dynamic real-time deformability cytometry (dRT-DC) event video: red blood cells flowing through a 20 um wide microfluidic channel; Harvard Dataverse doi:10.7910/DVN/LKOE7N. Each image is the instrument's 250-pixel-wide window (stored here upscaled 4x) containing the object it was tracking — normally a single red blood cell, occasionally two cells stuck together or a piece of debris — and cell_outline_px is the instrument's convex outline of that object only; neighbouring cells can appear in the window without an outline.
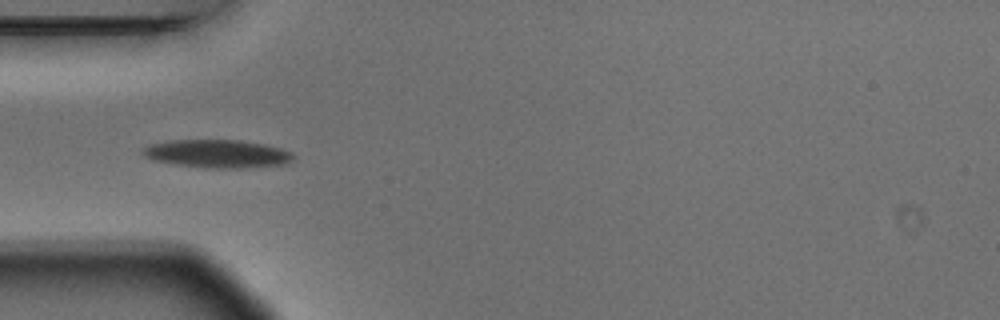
{"species": "Egyptian fruit bat (a non-hibernating species)", "species_latin": "Rousettus aegyptiacus", "temperature_condition": "warm", "stored_images_in_passage": 8, "camera_frame_rate_fps": 3000, "um_per_image_px": 0.085, "animal": {"sex": "male"}, "frame": {"image": 1, "passage_image": 5, "time_ms": 1.333, "image_size_px": [1000, 320], "cell_outline_px": [[296, 156], [292, 160], [284, 164], [244, 168], [204, 168], [176, 164], [152, 160], [144, 156], [140, 152], [144, 148], [152, 144], [172, 140], [240, 140], [280, 148], [292, 152]], "centroid_in_image_um": [18.47, 13.07], "position_along_channel_um": 66.5, "area_um2": 24.57}}
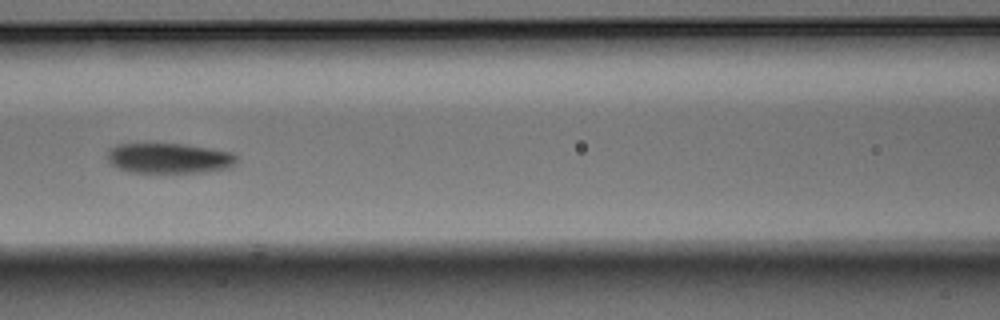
{"frame": {"image": 2, "passage_image": 7, "time_ms": 2.0, "image_size_px": [1000, 320], "cell_outline_px": [[236, 164], [232, 168], [204, 172], [132, 172], [116, 168], [108, 164], [108, 148], [116, 144], [184, 144], [212, 148], [232, 152], [236, 156]], "centroid_in_image_um": [14.38, 13.45], "position_along_channel_um": 152.2, "area_um2": 23.06}}
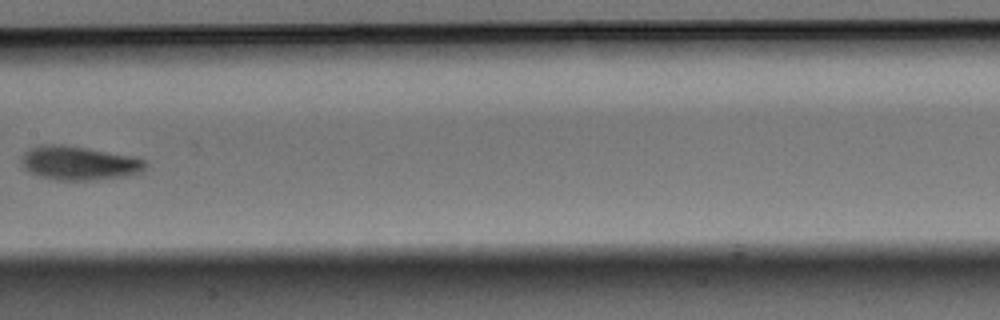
{"frame": {"image": 3, "passage_image": 8, "time_ms": 2.333, "image_size_px": [1000, 320], "cell_outline_px": [[148, 164], [140, 172], [128, 176], [96, 180], [56, 180], [40, 176], [28, 172], [24, 168], [24, 152], [32, 148], [48, 144], [60, 144], [88, 148], [132, 156], [148, 160]], "centroid_in_image_um": [6.79, 13.87], "position_along_channel_um": 200.6, "area_um2": 24.39}}